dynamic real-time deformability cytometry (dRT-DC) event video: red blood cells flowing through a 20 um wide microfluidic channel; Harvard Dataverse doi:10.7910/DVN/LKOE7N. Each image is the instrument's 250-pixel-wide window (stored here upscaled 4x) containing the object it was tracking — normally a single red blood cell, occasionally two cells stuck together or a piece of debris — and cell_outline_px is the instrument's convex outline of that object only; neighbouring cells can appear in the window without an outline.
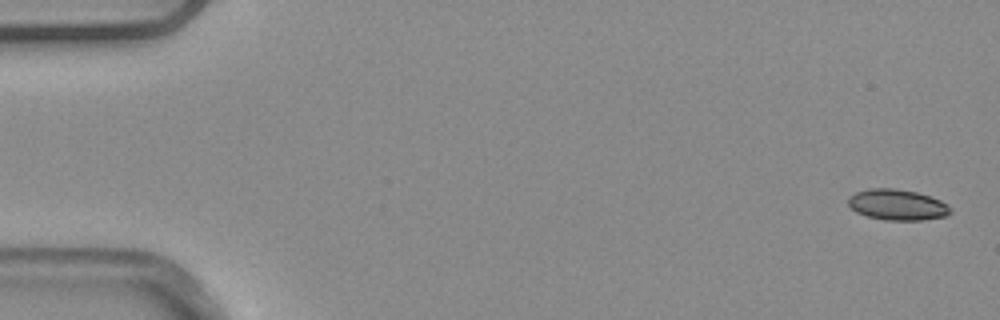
{"species": "common noctule bat (a hibernating species)", "species_latin": "Nyctalus noctula", "temperature_condition": "warm", "stored_images_in_passage": 5, "camera_frame_rate_fps": 3000, "um_per_image_px": 0.085, "animal": {"sex": "male", "body_mass_g": 20.4}, "frame": {"image": 1, "passage_image": 1, "time_ms": 0.0, "image_size_px": [1000, 320], "cell_outline_px": [[952, 212], [948, 216], [924, 220], [884, 220], [868, 216], [856, 212], [848, 204], [848, 196], [856, 192], [868, 188], [896, 188], [916, 192], [940, 200], [948, 204], [952, 208]], "centroid_in_image_um": [76.29, 17.4], "position_along_channel_um": 8.7, "area_um2": 18.55}}